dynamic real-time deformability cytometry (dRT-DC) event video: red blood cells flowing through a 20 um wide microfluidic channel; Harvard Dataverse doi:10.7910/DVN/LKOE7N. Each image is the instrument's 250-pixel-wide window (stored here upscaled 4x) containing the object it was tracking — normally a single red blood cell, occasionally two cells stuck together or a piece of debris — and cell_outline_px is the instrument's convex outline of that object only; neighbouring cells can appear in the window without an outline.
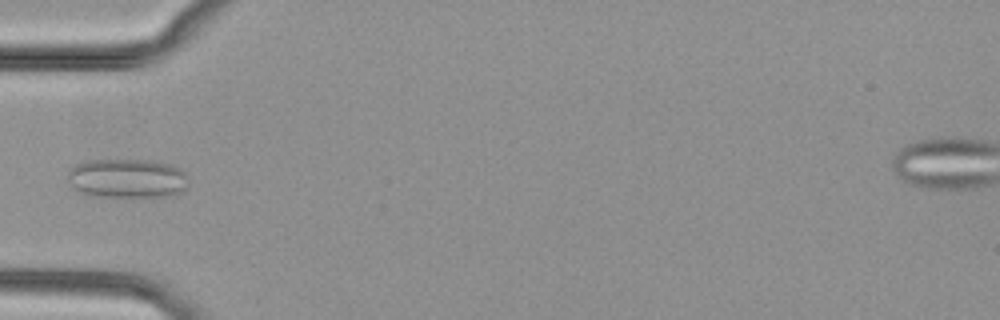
{"species": "common noctule bat (a hibernating species)", "species_latin": "Nyctalus noctula", "temperature_condition": "cold", "stored_images_in_passage": 5, "camera_frame_rate_fps": 3000, "um_per_image_px": 0.085, "animal": {"sex": "female", "body_mass_g": 29.2, "forearm_length_mm": 56.3}, "frame": {"image": 1, "passage_image": 4, "time_ms": 5.0, "image_size_px": [1000, 320], "cell_outline_px": [[188, 188], [180, 192], [164, 196], [96, 196], [80, 192], [72, 188], [68, 180], [68, 172], [76, 164], [88, 160], [148, 160], [168, 164], [180, 168], [188, 176]], "centroid_in_image_um": [10.82, 15.15], "position_along_channel_um": 74.2, "area_um2": 27.57}}